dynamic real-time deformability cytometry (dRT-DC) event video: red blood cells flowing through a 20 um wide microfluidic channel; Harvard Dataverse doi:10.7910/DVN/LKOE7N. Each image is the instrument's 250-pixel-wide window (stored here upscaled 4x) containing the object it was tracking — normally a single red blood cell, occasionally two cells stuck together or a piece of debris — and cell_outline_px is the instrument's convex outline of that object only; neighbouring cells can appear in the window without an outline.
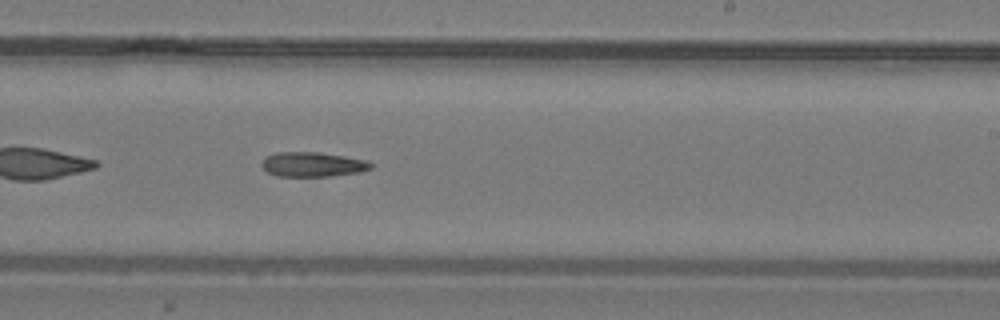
{"species": "common noctule bat (a hibernating species)", "species_latin": "Nyctalus noctula", "temperature_condition": "warm", "stored_images_in_passage": 18, "camera_frame_rate_fps": 3000, "um_per_image_px": 0.085, "animal": {"sex": "male", "body_mass_g": 19.2, "forearm_length_mm": 51.8}, "frame": {"image": 1, "passage_image": 18, "time_ms": 5.667, "image_size_px": [1000, 320], "cell_outline_px": [[372, 168], [360, 172], [332, 176], [276, 176], [268, 172], [260, 164], [264, 156], [276, 152], [316, 152], [344, 156], [368, 160], [372, 164]], "centroid_in_image_um": [26.56, 13.97], "position_along_channel_um": 262.4, "area_um2": 15.78}}